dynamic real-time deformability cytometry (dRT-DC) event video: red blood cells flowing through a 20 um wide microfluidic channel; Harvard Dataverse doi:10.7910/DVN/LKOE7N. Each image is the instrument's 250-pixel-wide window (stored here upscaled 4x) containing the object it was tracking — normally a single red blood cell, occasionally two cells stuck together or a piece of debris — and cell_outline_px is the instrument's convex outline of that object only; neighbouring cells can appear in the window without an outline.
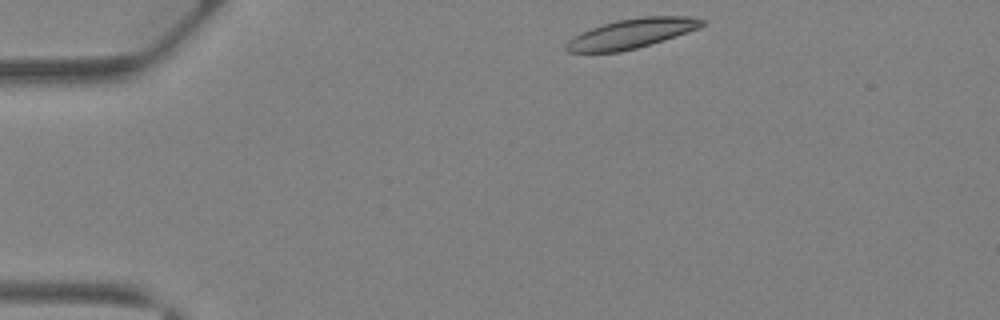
{"species": "Egyptian fruit bat (a non-hibernating species)", "species_latin": "Rousettus aegyptiacus", "temperature_condition": "warm", "stored_images_in_passage": 30, "camera_frame_rate_fps": 3000, "um_per_image_px": 0.085, "animal": {"sex": "female"}, "frame": {"image": 1, "passage_image": 1, "time_ms": 0.0, "image_size_px": [1000, 320], "cell_outline_px": [[704, 24], [700, 28], [676, 36], [636, 48], [620, 52], [568, 52], [564, 48], [564, 44], [572, 36], [580, 32], [616, 20], [640, 16], [692, 16], [704, 20]], "centroid_in_image_um": [53.66, 2.84], "position_along_channel_um": 31.3, "area_um2": 23.47}}
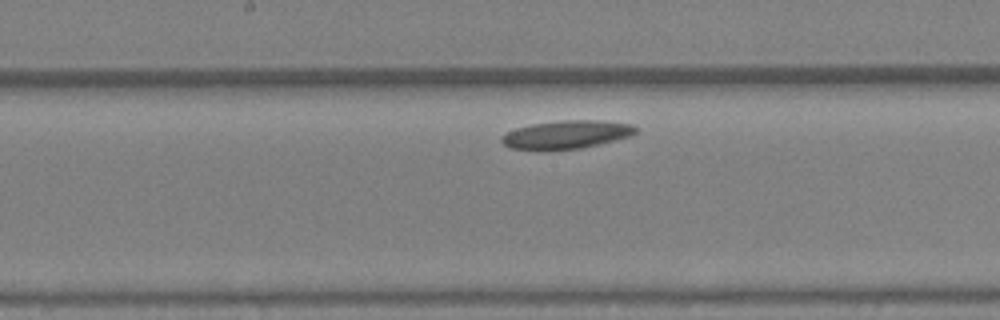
{"frame": {"image": 2, "passage_image": 15, "time_ms": 4.667, "image_size_px": [1000, 320], "cell_outline_px": [[636, 132], [632, 136], [600, 144], [580, 148], [544, 152], [508, 148], [500, 140], [500, 136], [516, 128], [532, 124], [560, 120], [600, 120], [632, 124], [636, 128]], "centroid_in_image_um": [48.1, 11.47], "position_along_channel_um": 200.1, "area_um2": 22.66}}
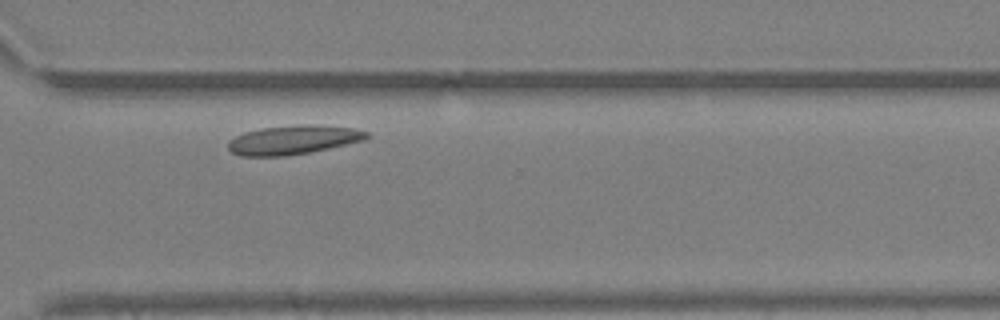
{"frame": {"image": 3, "passage_image": 25, "time_ms": 8.0, "image_size_px": [1000, 320], "cell_outline_px": [[372, 136], [364, 140], [328, 148], [308, 152], [284, 156], [240, 156], [232, 152], [228, 148], [228, 140], [244, 132], [260, 128], [296, 124], [320, 124], [352, 128], [368, 132]], "centroid_in_image_um": [24.92, 11.87], "position_along_channel_um": 345.7, "area_um2": 23.58}, "authors_computed_cell_mechanics": {"area_um2": 22.7443, "velocity_mm_per_s": 4.4092, "shape_relaxation_time_tau1_ms": 0.2303, "shape_relaxation_time_tau2_ms": null, "deformation_change_tau1": 0.035, "deformation_change_tau2": null}}